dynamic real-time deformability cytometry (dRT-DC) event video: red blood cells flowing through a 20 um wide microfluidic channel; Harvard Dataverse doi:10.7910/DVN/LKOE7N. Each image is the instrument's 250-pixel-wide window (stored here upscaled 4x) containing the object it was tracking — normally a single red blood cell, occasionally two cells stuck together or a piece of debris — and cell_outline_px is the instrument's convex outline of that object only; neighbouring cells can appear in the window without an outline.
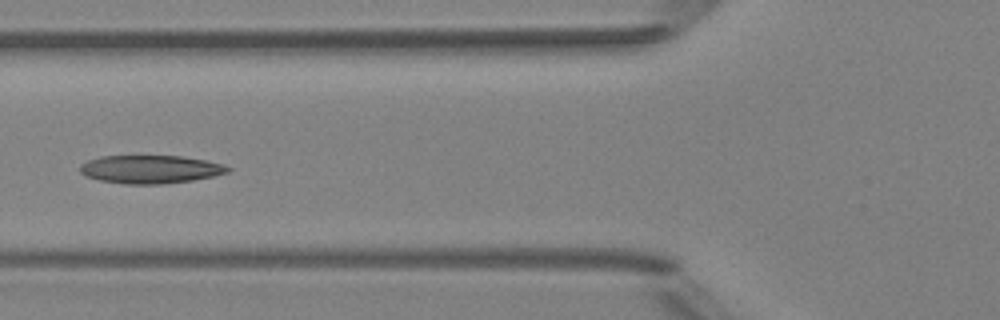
{"species": "Egyptian fruit bat (a non-hibernating species)", "species_latin": "Rousettus aegyptiacus", "temperature_condition": "room temperature", "stored_images_in_passage": 6, "camera_frame_rate_fps": 3000, "um_per_image_px": 0.085, "animal": {"sex": "female"}, "frame": {"image": 1, "passage_image": 5, "time_ms": 5.667, "image_size_px": [1000, 320], "cell_outline_px": [[232, 168], [228, 172], [212, 176], [192, 180], [160, 184], [124, 184], [100, 180], [88, 176], [80, 172], [80, 164], [88, 160], [100, 156], [180, 156], [204, 160], [224, 164]], "centroid_in_image_um": [12.78, 14.38], "position_along_channel_um": 113.0, "area_um2": 24.1}}
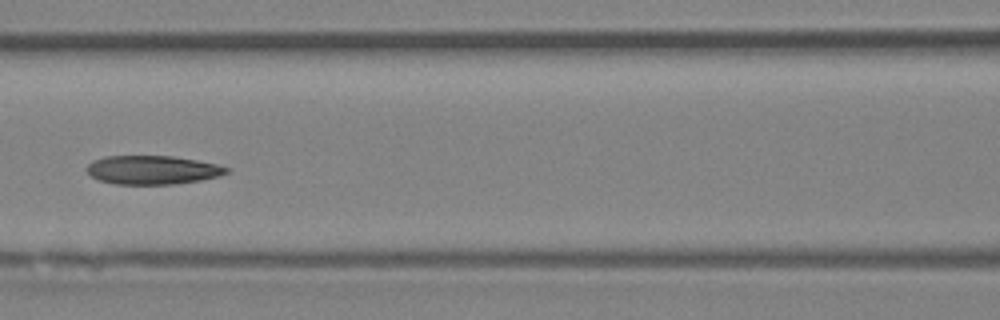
{"frame": {"image": 2, "passage_image": 6, "time_ms": 6.667, "image_size_px": [1000, 320], "cell_outline_px": [[228, 172], [220, 176], [200, 180], [176, 184], [116, 184], [100, 180], [92, 176], [84, 168], [92, 160], [104, 156], [172, 156], [196, 160], [216, 164], [228, 168]], "centroid_in_image_um": [12.93, 14.44], "position_along_channel_um": 153.7, "area_um2": 23.35}}